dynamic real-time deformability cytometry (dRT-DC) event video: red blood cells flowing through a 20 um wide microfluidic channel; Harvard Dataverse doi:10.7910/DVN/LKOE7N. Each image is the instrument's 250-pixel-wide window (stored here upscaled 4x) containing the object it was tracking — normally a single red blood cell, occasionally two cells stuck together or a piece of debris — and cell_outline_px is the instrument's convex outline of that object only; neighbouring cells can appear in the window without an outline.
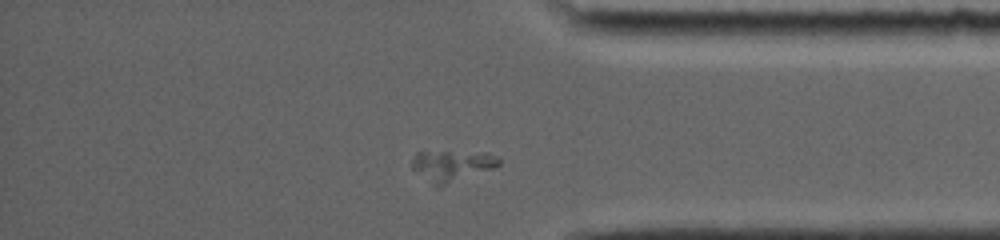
{"species": "common noctule bat (a hibernating species)", "species_latin": "Nyctalus noctula", "temperature_condition": "room temperature", "stored_images_in_passage": 38, "camera_frame_rate_fps": 5000, "um_per_image_px": 0.085, "animal": {"sex": "female", "body_mass_g": 19.0, "forearm_length_mm": 56.7}, "frame": {"image": 1, "passage_image": 34, "time_ms": 10.0, "image_size_px": [1000, 240], "cell_outline_px": [[500, 164], [492, 168], [440, 188], [436, 188], [412, 168], [412, 156], [416, 152], [484, 152], [500, 156]], "centroid_in_image_um": [38.41, 14.09], "position_along_channel_um": 396.8, "area_um2": 15.84}}